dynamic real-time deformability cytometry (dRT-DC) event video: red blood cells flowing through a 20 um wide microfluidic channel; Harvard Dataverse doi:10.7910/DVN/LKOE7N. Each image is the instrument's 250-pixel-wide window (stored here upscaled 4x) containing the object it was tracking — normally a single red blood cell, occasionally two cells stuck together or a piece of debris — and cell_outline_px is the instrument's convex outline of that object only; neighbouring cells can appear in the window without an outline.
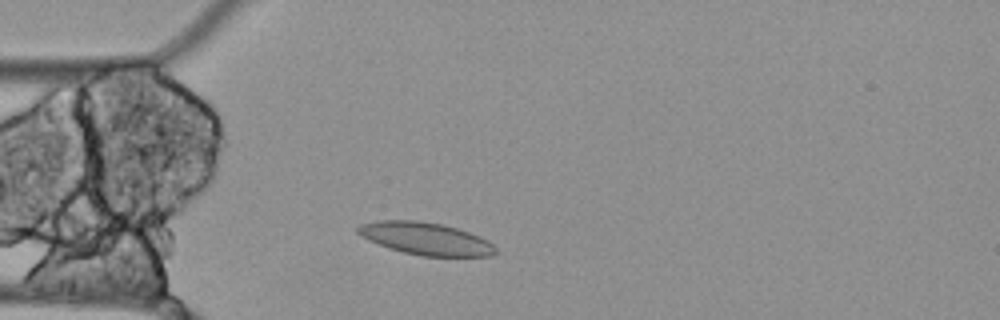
{"species": "Egyptian fruit bat (a non-hibernating species)", "species_latin": "Rousettus aegyptiacus", "temperature_condition": "cold", "stored_images_in_passage": 49, "camera_frame_rate_fps": 3000, "um_per_image_px": 0.085, "animal": {"sex": "female"}, "frame": {"image": 1, "passage_image": 7, "time_ms": 2.0, "image_size_px": [1000, 320], "cell_outline_px": [[500, 252], [492, 256], [420, 256], [388, 248], [368, 240], [360, 236], [356, 232], [356, 228], [360, 224], [376, 220], [416, 220], [440, 224], [456, 228], [480, 236], [488, 240]], "centroid_in_image_um": [36.17, 20.28], "position_along_channel_um": 48.8, "area_um2": 26.18}}
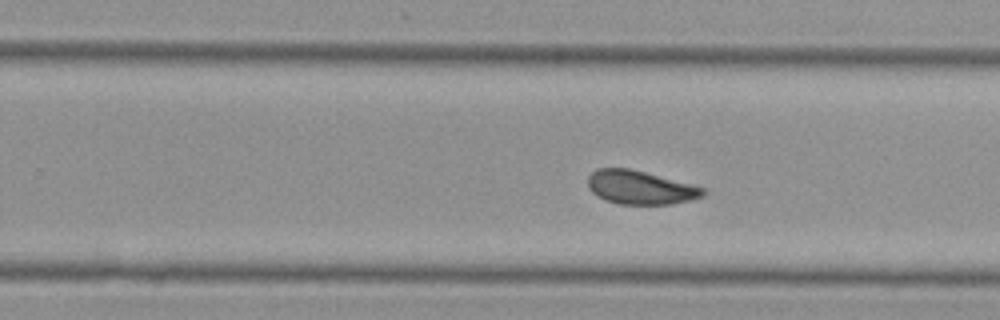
{"frame": {"image": 2, "passage_image": 27, "time_ms": 8.667, "image_size_px": [1000, 320], "cell_outline_px": [[708, 192], [704, 196], [692, 200], [672, 204], [620, 204], [604, 200], [592, 192], [588, 188], [588, 176], [596, 168], [628, 168], [692, 184], [704, 188]], "centroid_in_image_um": [54.43, 15.94], "position_along_channel_um": 275.4, "area_um2": 22.66}}
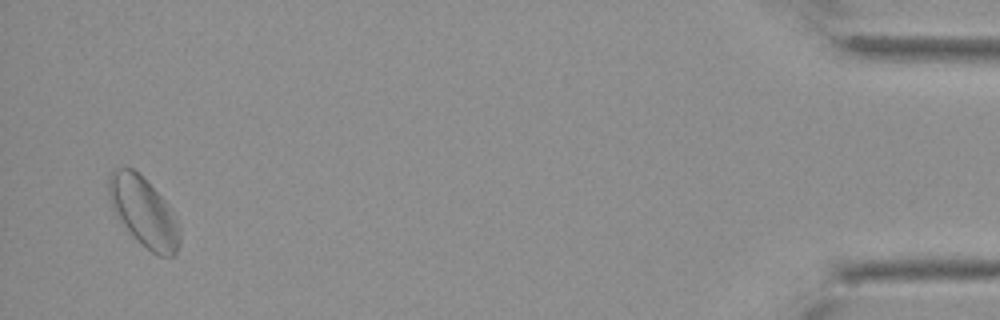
{"frame": {"image": 3, "passage_image": 47, "time_ms": 15.333, "image_size_px": [1000, 320], "cell_outline_px": [[180, 244], [176, 252], [172, 256], [160, 256], [152, 252], [116, 216], [112, 208], [108, 196], [108, 176], [112, 168], [132, 168], [140, 172], [164, 200], [180, 224]], "centroid_in_image_um": [12.21, 17.95], "position_along_channel_um": 423.0, "area_um2": 28.38}, "authors_computed_cell_mechanics": {"area_um2": 23.5824, "velocity_mm_per_s": 3.4276, "shape_relaxation_time_tau1_ms": null, "shape_relaxation_time_tau2_ms": 5.7994, "deformation_change_tau1": null, "deformation_change_tau2": 0.1012}}